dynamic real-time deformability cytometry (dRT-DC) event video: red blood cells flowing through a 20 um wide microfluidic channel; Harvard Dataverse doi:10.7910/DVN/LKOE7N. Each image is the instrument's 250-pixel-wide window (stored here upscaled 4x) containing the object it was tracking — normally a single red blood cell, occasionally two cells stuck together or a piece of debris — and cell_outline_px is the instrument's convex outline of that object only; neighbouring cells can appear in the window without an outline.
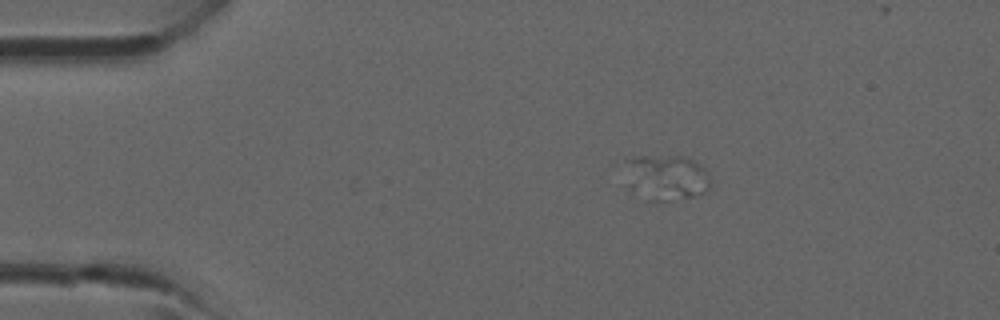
{"species": "common noctule bat (a hibernating species)", "species_latin": "Nyctalus noctula", "temperature_condition": "room temperature", "stored_images_in_passage": 2, "camera_frame_rate_fps": 3000, "um_per_image_px": 0.085, "animal": {"sex": "male", "forearm_length_mm": 52.5}, "frame": {"image": 1, "passage_image": 1, "time_ms": 0.0, "image_size_px": [1000, 320], "cell_outline_px": [[712, 184], [704, 192], [692, 196], [664, 200], [656, 200], [624, 160], [640, 156], [680, 156], [696, 160], [708, 172], [712, 180]], "centroid_in_image_um": [57.01, 14.96], "position_along_channel_um": 28.0, "area_um2": 19.83}}